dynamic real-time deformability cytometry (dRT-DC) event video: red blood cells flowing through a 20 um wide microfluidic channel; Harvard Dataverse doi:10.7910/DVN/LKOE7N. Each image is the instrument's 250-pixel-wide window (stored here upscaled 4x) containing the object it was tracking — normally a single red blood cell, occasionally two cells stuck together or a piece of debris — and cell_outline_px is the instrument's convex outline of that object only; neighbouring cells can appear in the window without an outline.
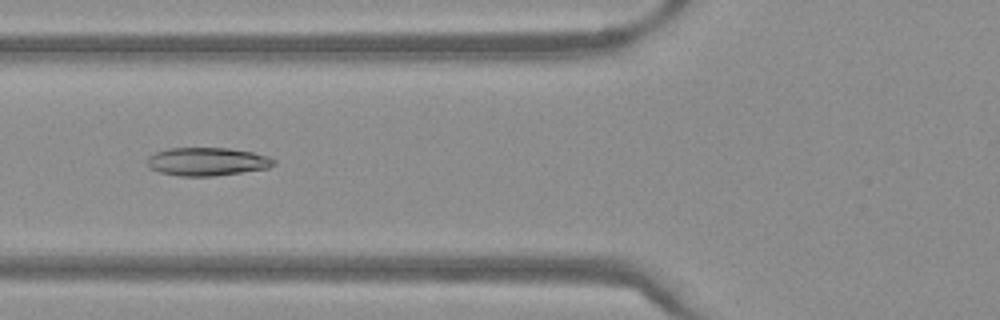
{"species": "Egyptian fruit bat (a non-hibernating species)", "species_latin": "Rousettus aegyptiacus", "temperature_condition": "warm", "stored_images_in_passage": 42, "camera_frame_rate_fps": 3000, "um_per_image_px": 0.085, "frame": {"image": 1, "passage_image": 14, "time_ms": 4.333, "image_size_px": [1000, 320], "cell_outline_px": [[276, 164], [268, 168], [216, 176], [180, 176], [160, 172], [148, 168], [148, 156], [156, 152], [168, 148], [228, 148], [252, 152], [268, 156], [276, 160]], "centroid_in_image_um": [17.62, 13.74], "position_along_channel_um": 108.2, "area_um2": 20.87}}
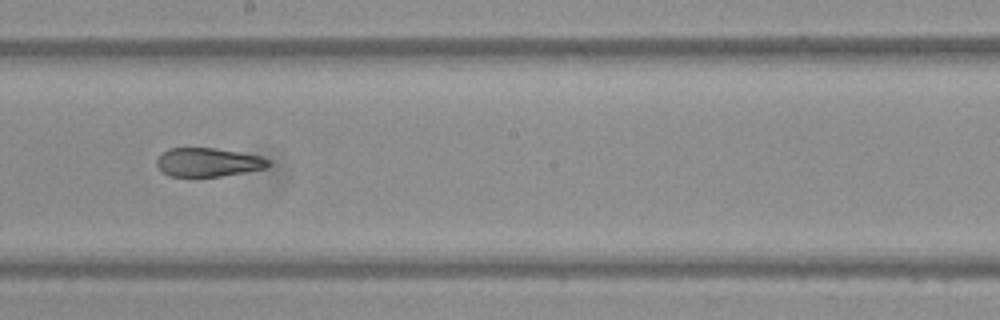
{"frame": {"image": 2, "passage_image": 23, "time_ms": 7.333, "image_size_px": [1000, 320], "cell_outline_px": [[272, 164], [268, 168], [220, 176], [168, 176], [156, 164], [156, 160], [168, 148], [216, 148], [240, 152], [260, 156], [272, 160]], "centroid_in_image_um": [17.75, 13.78], "position_along_channel_um": 230.4, "area_um2": 18.67}}
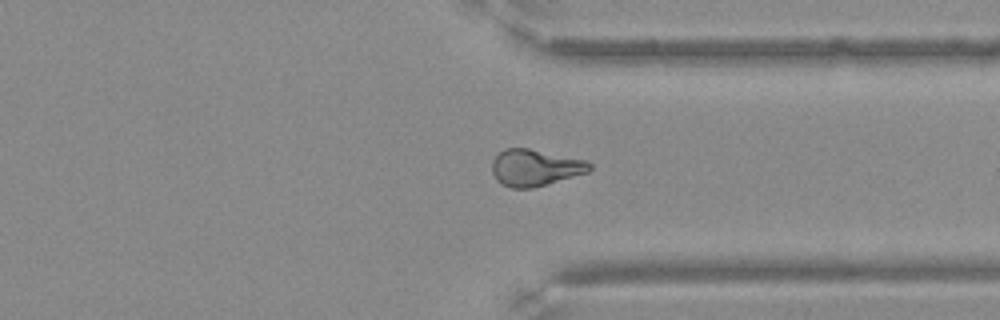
{"frame": {"image": 3, "passage_image": 33, "time_ms": 10.667, "image_size_px": [1000, 320], "cell_outline_px": [[592, 168], [588, 172], [532, 188], [512, 188], [500, 184], [496, 180], [492, 172], [492, 160], [504, 148], [528, 148], [588, 160], [592, 164]], "centroid_in_image_um": [45.48, 14.24], "position_along_channel_um": 365.9, "area_um2": 20.92}}